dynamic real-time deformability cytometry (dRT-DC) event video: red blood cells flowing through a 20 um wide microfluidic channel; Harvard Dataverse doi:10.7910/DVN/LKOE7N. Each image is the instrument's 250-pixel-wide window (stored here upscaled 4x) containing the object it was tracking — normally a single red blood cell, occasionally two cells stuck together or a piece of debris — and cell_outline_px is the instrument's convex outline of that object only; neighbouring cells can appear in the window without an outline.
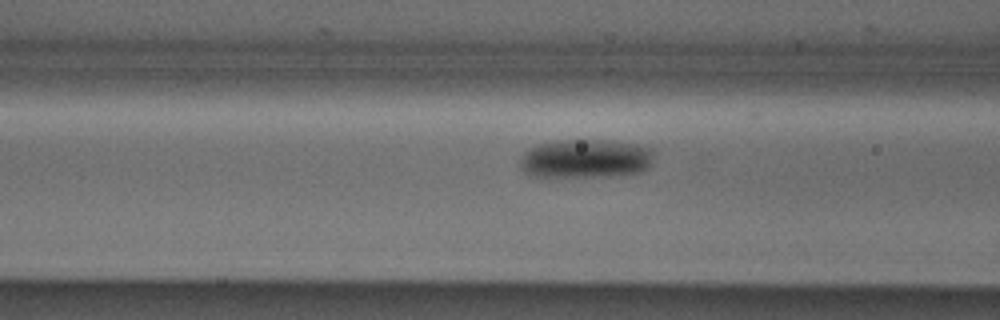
{"species": "Egyptian fruit bat (a non-hibernating species)", "species_latin": "Rousettus aegyptiacus", "temperature_condition": "cold", "stored_images_in_passage": 15, "camera_frame_rate_fps": 3000, "um_per_image_px": 0.085, "animal": {"sex": "male"}, "frame": {"image": 1, "passage_image": 9, "time_ms": 2.667, "image_size_px": [1000, 320], "cell_outline_px": [[652, 164], [644, 172], [616, 176], [536, 176], [524, 172], [520, 168], [520, 160], [524, 152], [528, 148], [536, 144], [560, 140], [612, 140], [636, 144], [652, 148]], "centroid_in_image_um": [49.8, 13.48], "position_along_channel_um": 116.8, "area_um2": 30.63}}
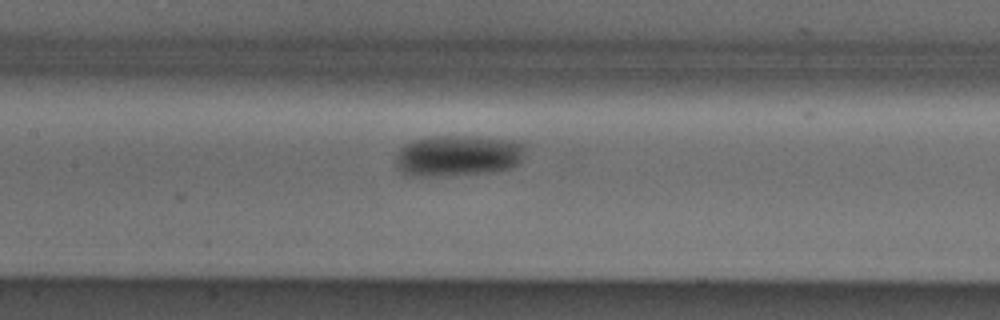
{"frame": {"image": 2, "passage_image": 13, "time_ms": 4.0, "image_size_px": [1000, 320], "cell_outline_px": [[524, 156], [520, 164], [512, 168], [492, 172], [444, 176], [404, 176], [396, 168], [396, 152], [404, 144], [412, 140], [432, 136], [476, 136], [512, 140], [524, 144]], "centroid_in_image_um": [38.9, 13.24], "position_along_channel_um": 168.5, "area_um2": 31.79}}